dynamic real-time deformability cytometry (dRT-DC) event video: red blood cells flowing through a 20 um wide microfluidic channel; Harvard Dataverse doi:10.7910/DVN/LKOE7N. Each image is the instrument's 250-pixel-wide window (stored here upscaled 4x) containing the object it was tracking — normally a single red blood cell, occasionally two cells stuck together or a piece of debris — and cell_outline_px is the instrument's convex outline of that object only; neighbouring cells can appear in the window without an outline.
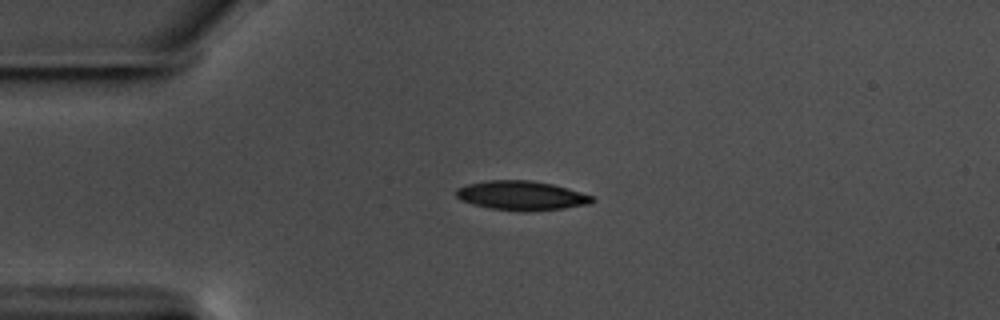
{"species": "common noctule bat (a hibernating species)", "species_latin": "Nyctalus noctula", "temperature_condition": "warm", "stored_images_in_passage": 44, "camera_frame_rate_fps": 3000, "um_per_image_px": 0.085, "animal": {"sex": "male", "body_mass_g": 17.5, "forearm_length_mm": 52.3}, "frame": {"image": 1, "passage_image": 1, "time_ms": 0.0, "image_size_px": [1000, 320], "cell_outline_px": [[596, 200], [592, 204], [564, 208], [528, 212], [492, 208], [472, 204], [460, 200], [456, 196], [456, 188], [468, 184], [488, 180], [532, 180], [552, 184], [568, 188], [592, 196]], "centroid_in_image_um": [44.35, 16.62], "position_along_channel_um": 40.7, "area_um2": 23.29}}
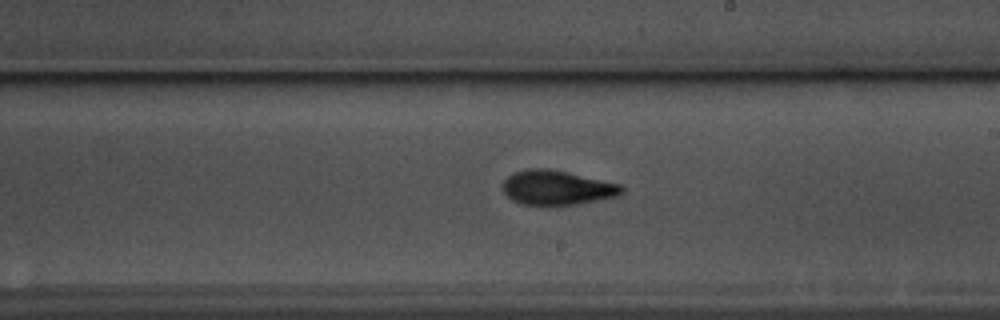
{"frame": {"image": 2, "passage_image": 20, "time_ms": 6.333, "image_size_px": [1000, 320], "cell_outline_px": [[624, 192], [616, 196], [576, 204], [520, 204], [512, 200], [504, 192], [504, 180], [508, 176], [516, 172], [528, 168], [548, 168], [568, 172], [620, 184], [624, 188]], "centroid_in_image_um": [47.35, 15.93], "position_along_channel_um": 241.7, "area_um2": 23.52}}
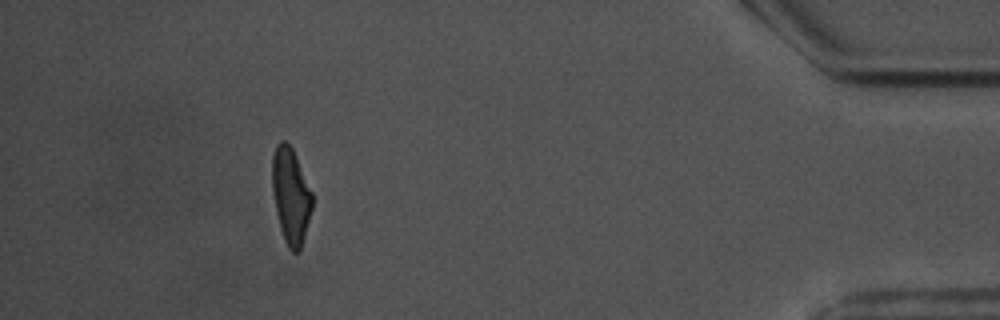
{"frame": {"image": 3, "passage_image": 39, "time_ms": 12.667, "image_size_px": [1000, 320], "cell_outline_px": [[312, 208], [300, 252], [292, 252], [288, 248], [284, 240], [280, 228], [276, 212], [272, 188], [272, 156], [276, 144], [280, 140], [284, 140], [292, 148], [296, 156], [312, 192]], "centroid_in_image_um": [24.71, 16.64], "position_along_channel_um": 410.5, "area_um2": 22.37}, "authors_computed_cell_mechanics": {"area_um2": 23.409, "velocity_mm_per_s": 3.5946, "shape_relaxation_time_tau1_ms": 4.0162, "shape_relaxation_time_tau2_ms": 1.9198, "deformation_change_tau1": 0.168, "deformation_change_tau2": 0.0856}}